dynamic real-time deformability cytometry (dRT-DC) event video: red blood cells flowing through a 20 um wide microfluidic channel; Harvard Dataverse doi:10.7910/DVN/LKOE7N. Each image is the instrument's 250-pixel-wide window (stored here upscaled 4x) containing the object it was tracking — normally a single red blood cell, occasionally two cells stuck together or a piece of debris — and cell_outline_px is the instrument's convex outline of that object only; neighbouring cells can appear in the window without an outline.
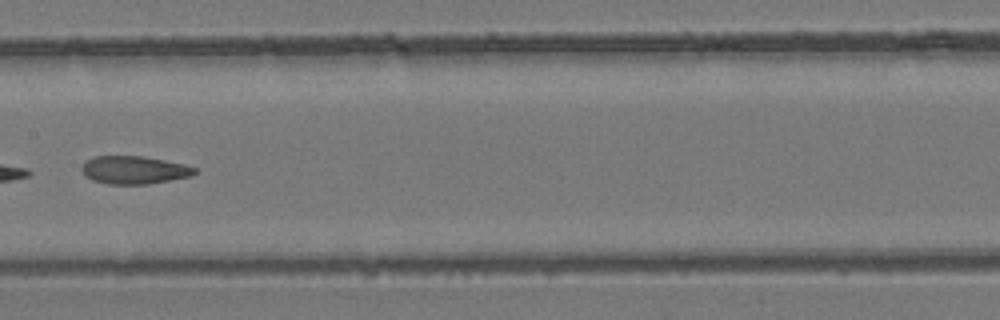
{"species": "common noctule bat (a hibernating species)", "species_latin": "Nyctalus noctula", "temperature_condition": "room temperature", "stored_images_in_passage": 37, "camera_frame_rate_fps": 3000, "um_per_image_px": 0.085, "animal": {"sex": "female", "body_mass_g": 24.6, "forearm_length_mm": 56.2}, "frame": {"image": 1, "passage_image": 16, "time_ms": 5.0, "image_size_px": [1000, 320], "cell_outline_px": [[196, 172], [192, 176], [148, 184], [108, 184], [92, 180], [84, 176], [80, 168], [88, 160], [96, 156], [144, 156], [184, 164], [196, 168]], "centroid_in_image_um": [11.4, 14.45], "position_along_channel_um": 196.0, "area_um2": 18.38}}